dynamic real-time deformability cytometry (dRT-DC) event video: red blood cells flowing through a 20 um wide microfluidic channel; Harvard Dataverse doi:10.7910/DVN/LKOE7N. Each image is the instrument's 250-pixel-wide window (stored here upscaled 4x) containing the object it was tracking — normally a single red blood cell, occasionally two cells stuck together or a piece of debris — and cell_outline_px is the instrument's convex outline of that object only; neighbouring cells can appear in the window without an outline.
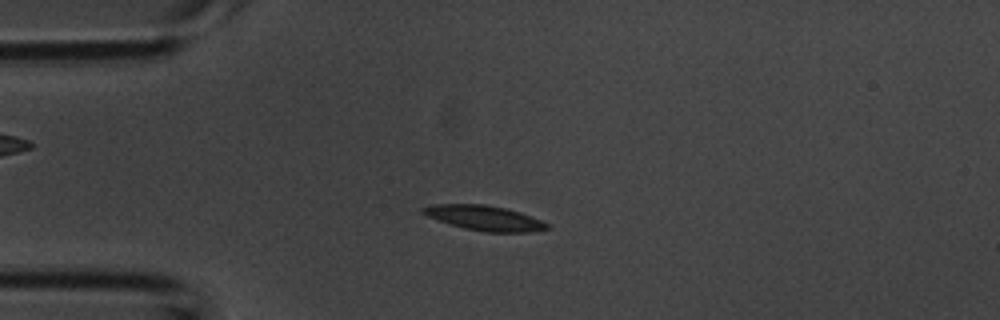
{"species": "common noctule bat (a hibernating species)", "species_latin": "Nyctalus noctula", "temperature_condition": "room temperature", "stored_images_in_passage": 43, "camera_frame_rate_fps": 3000, "um_per_image_px": 0.085, "animal": {"sex": "male", "body_mass_g": 20.1, "forearm_length_mm": 53.5}, "frame": {"image": 1, "passage_image": 10, "time_ms": 3.0, "image_size_px": [1000, 320], "cell_outline_px": [[552, 228], [528, 232], [484, 232], [464, 228], [428, 216], [420, 212], [420, 208], [432, 204], [484, 204], [504, 208], [520, 212], [552, 224]], "centroid_in_image_um": [41.23, 18.53], "position_along_channel_um": 43.8, "area_um2": 18.03}}
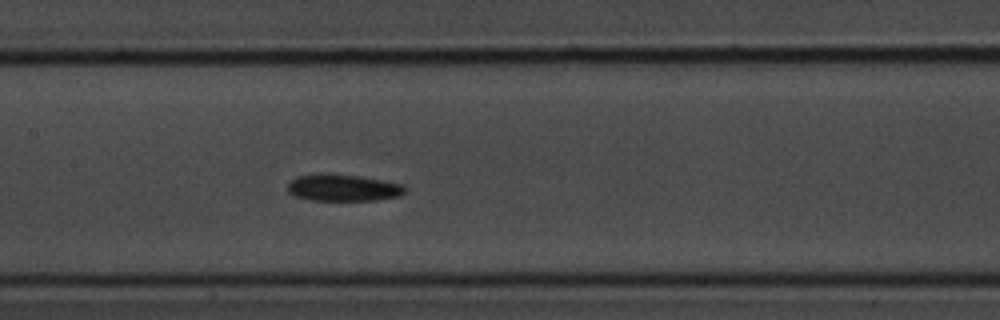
{"frame": {"image": 2, "passage_image": 20, "time_ms": 6.333, "image_size_px": [1000, 320], "cell_outline_px": [[408, 192], [400, 196], [376, 200], [308, 200], [292, 196], [288, 192], [288, 184], [296, 176], [320, 172], [328, 172], [360, 176], [404, 184], [408, 188]], "centroid_in_image_um": [29.17, 15.94], "position_along_channel_um": 178.2, "area_um2": 18.96}}
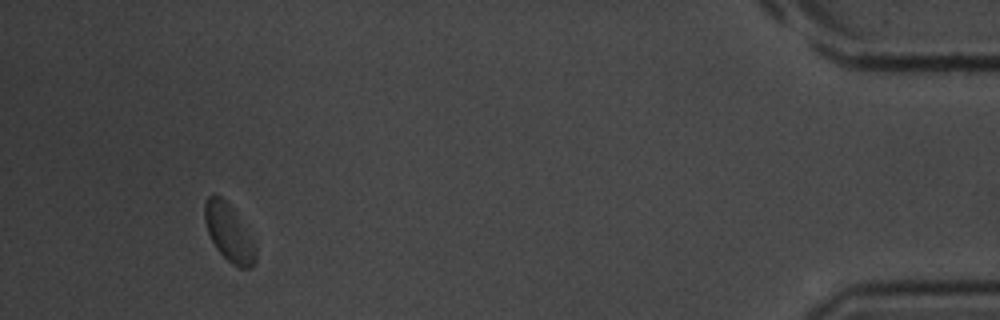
{"frame": {"image": 3, "passage_image": 40, "time_ms": 13.0, "image_size_px": [1000, 320], "cell_outline_px": [[256, 260], [252, 268], [240, 268], [232, 264], [216, 248], [208, 232], [204, 220], [204, 204], [208, 196], [220, 196], [232, 208], [256, 248]], "centroid_in_image_um": [19.44, 19.82], "position_along_channel_um": 415.8, "area_um2": 16.42}}